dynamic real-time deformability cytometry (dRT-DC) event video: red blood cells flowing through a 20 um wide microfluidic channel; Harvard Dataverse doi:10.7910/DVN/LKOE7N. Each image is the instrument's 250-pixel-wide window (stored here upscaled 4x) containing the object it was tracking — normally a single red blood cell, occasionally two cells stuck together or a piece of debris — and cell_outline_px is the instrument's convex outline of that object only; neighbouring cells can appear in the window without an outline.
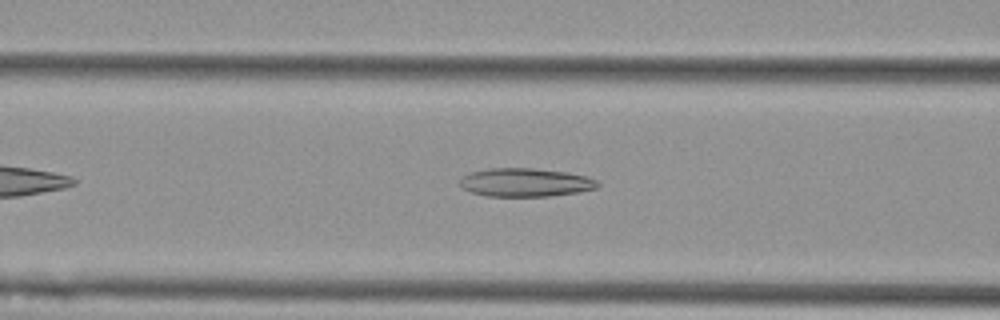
{"species": "Egyptian fruit bat (a non-hibernating species)", "species_latin": "Rousettus aegyptiacus", "temperature_condition": "cold", "stored_images_in_passage": 35, "camera_frame_rate_fps": 3000, "um_per_image_px": 0.085, "animal": {"sex": "female"}, "frame": {"image": 1, "passage_image": 9, "time_ms": 2.667, "image_size_px": [1000, 320], "cell_outline_px": [[600, 184], [596, 188], [576, 192], [548, 196], [484, 196], [460, 188], [460, 180], [464, 176], [472, 172], [488, 168], [532, 168], [568, 172], [584, 176], [596, 180]], "centroid_in_image_um": [44.63, 15.5], "position_along_channel_um": 122.0, "area_um2": 22.72}}
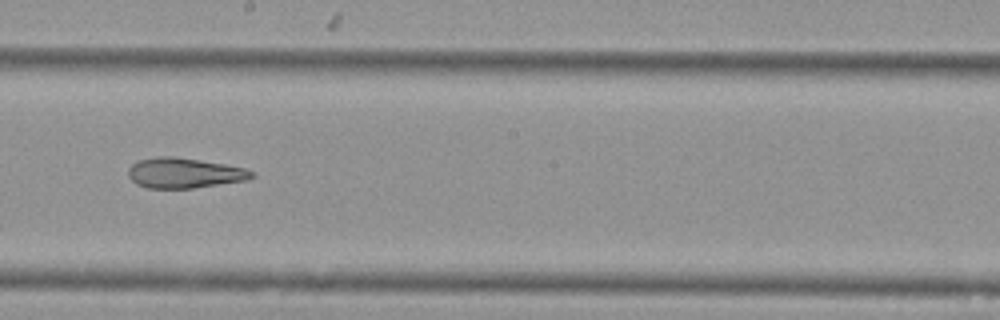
{"frame": {"image": 2, "passage_image": 18, "time_ms": 5.667, "image_size_px": [1000, 320], "cell_outline_px": [[256, 176], [248, 180], [192, 188], [148, 188], [136, 184], [128, 176], [128, 168], [136, 160], [160, 156], [172, 156], [224, 164], [244, 168], [252, 172]], "centroid_in_image_um": [15.63, 14.7], "position_along_channel_um": 232.6, "area_um2": 21.68}}
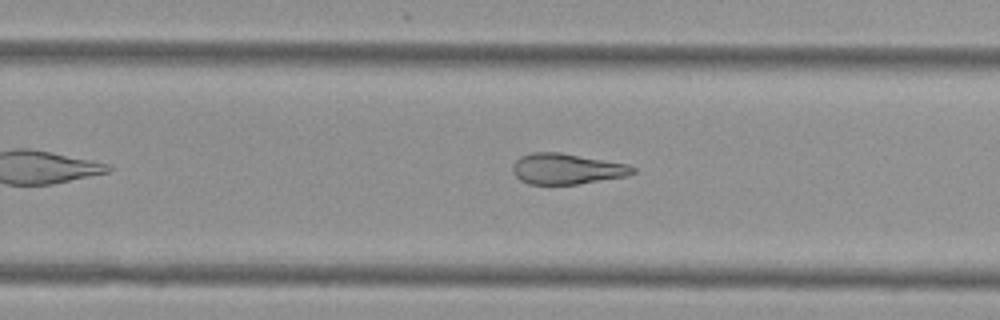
{"frame": {"image": 3, "passage_image": 22, "time_ms": 7.0, "image_size_px": [1000, 320], "cell_outline_px": [[636, 172], [628, 176], [576, 184], [528, 184], [520, 180], [512, 172], [512, 164], [520, 156], [532, 152], [560, 152], [628, 164], [636, 168]], "centroid_in_image_um": [48.16, 14.35], "position_along_channel_um": 281.6, "area_um2": 21.62}, "authors_computed_cell_mechanics": {"area_um2": 22.5998, "velocity_mm_per_s": 3.6971, "shape_relaxation_time_tau1_ms": null, "shape_relaxation_time_tau2_ms": 5.7079, "deformation_change_tau1": null, "deformation_change_tau2": 0.1739}}